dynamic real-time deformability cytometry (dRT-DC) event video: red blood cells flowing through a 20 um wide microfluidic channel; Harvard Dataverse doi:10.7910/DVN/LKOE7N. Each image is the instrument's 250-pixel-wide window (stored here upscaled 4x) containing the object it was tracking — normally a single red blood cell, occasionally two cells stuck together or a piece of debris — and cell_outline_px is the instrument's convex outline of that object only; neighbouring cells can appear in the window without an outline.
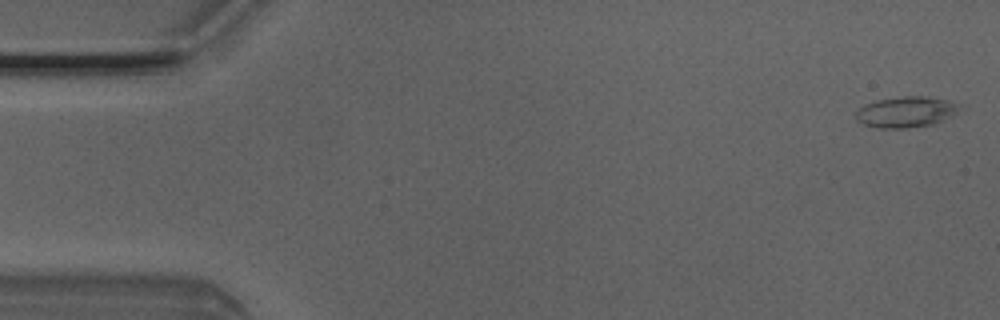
{"species": "Egyptian fruit bat (a non-hibernating species)", "species_latin": "Rousettus aegyptiacus", "temperature_condition": "room temperature", "stored_images_in_passage": 4, "camera_frame_rate_fps": 3000, "um_per_image_px": 0.085, "animal": {"sex": "male"}, "frame": {"image": 1, "passage_image": 1, "time_ms": 0.0, "image_size_px": [1000, 320], "cell_outline_px": [[960, 104], [956, 112], [932, 124], [908, 128], [876, 128], [864, 124], [856, 120], [856, 112], [864, 104], [876, 100], [904, 96], [928, 96], [948, 100]], "centroid_in_image_um": [76.96, 9.51], "position_along_channel_um": 8.0, "area_um2": 18.44}}